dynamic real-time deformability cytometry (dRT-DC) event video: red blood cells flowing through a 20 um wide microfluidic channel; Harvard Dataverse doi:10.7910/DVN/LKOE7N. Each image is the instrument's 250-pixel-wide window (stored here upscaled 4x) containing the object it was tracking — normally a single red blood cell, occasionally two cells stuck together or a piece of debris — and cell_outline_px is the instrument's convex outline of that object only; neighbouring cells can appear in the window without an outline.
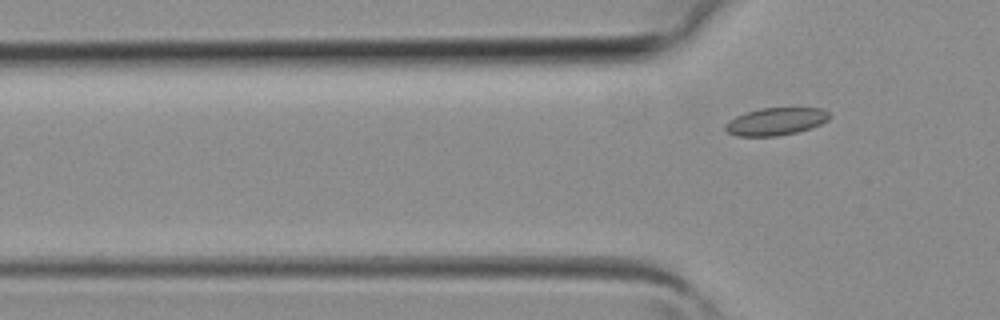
{"species": "common noctule bat (a hibernating species)", "species_latin": "Nyctalus noctula", "temperature_condition": "room temperature", "stored_images_in_passage": 6, "segment_of_instrument_passage": [2, 2], "camera_frame_rate_fps": 3000, "um_per_image_px": 0.085, "animal": {"sex": "female", "body_mass_g": 19.3, "forearm_length_mm": 54.1}, "frame": {"image": 1, "passage_image": 6, "time_ms": 1.667, "image_size_px": [1000, 320], "cell_outline_px": [[832, 116], [828, 120], [820, 124], [796, 132], [776, 136], [736, 136], [728, 132], [724, 128], [724, 124], [736, 116], [760, 108], [824, 108]], "centroid_in_image_um": [65.95, 10.32], "position_along_channel_um": 59.9, "area_um2": 16.59}}